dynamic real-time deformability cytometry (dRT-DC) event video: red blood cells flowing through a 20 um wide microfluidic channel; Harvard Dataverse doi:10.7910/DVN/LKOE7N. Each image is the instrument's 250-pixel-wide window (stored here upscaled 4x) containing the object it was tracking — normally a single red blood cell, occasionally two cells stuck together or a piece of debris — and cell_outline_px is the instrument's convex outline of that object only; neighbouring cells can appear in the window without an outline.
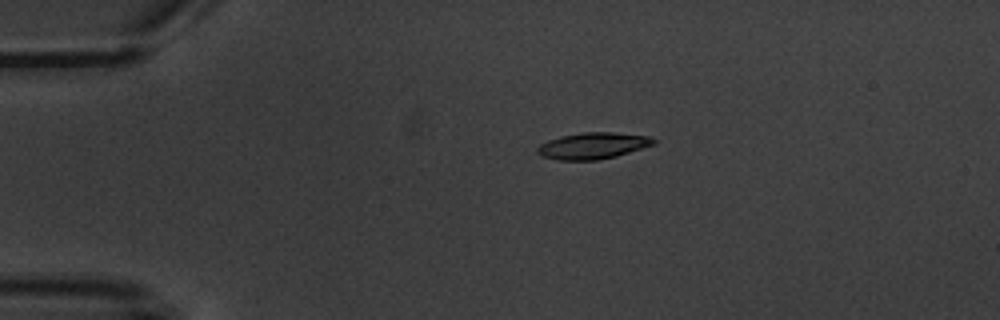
{"species": "common noctule bat (a hibernating species)", "species_latin": "Nyctalus noctula", "temperature_condition": "warm", "stored_images_in_passage": 2, "camera_frame_rate_fps": 3000, "um_per_image_px": 0.085, "animal": {"sex": "male", "body_mass_g": 20.1, "forearm_length_mm": 53.5}, "frame": {"image": 1, "passage_image": 1, "time_ms": 0.0, "image_size_px": [1000, 320], "cell_outline_px": [[656, 144], [616, 156], [596, 160], [556, 160], [540, 156], [536, 152], [536, 148], [540, 144], [548, 140], [560, 136], [580, 132], [612, 132], [652, 136], [656, 140]], "centroid_in_image_um": [50.38, 12.38], "position_along_channel_um": 34.6, "area_um2": 18.15}}